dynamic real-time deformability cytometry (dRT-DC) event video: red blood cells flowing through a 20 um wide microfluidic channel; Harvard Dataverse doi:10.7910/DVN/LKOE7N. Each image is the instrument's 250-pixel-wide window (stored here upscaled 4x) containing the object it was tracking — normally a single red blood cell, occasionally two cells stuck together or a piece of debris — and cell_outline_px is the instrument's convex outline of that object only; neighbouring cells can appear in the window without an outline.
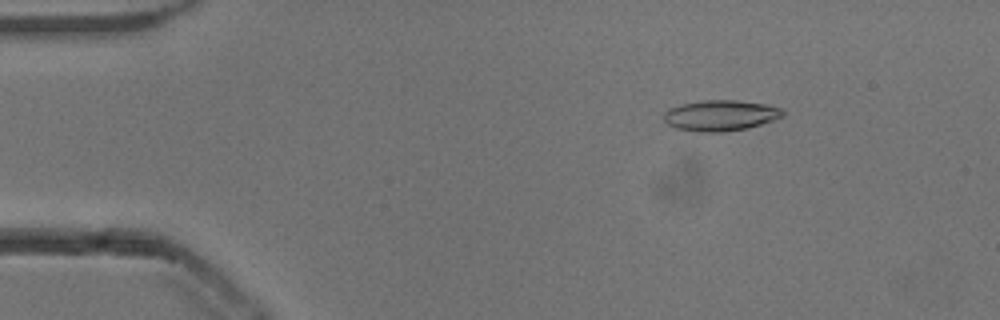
{"species": "common noctule bat (a hibernating species)", "species_latin": "Nyctalus noctula", "temperature_condition": "cold", "stored_images_in_passage": 53, "camera_frame_rate_fps": 3000, "um_per_image_px": 0.085, "animal": {"sex": "male", "body_mass_g": 13.3}, "frame": {"image": 1, "passage_image": 8, "time_ms": 2.333, "image_size_px": [1000, 320], "cell_outline_px": [[784, 116], [776, 120], [748, 128], [724, 132], [696, 132], [676, 128], [668, 124], [664, 120], [664, 112], [668, 108], [680, 104], [704, 100], [736, 100], [768, 104], [784, 108]], "centroid_in_image_um": [61.28, 9.81], "position_along_channel_um": 23.7, "area_um2": 21.73}}
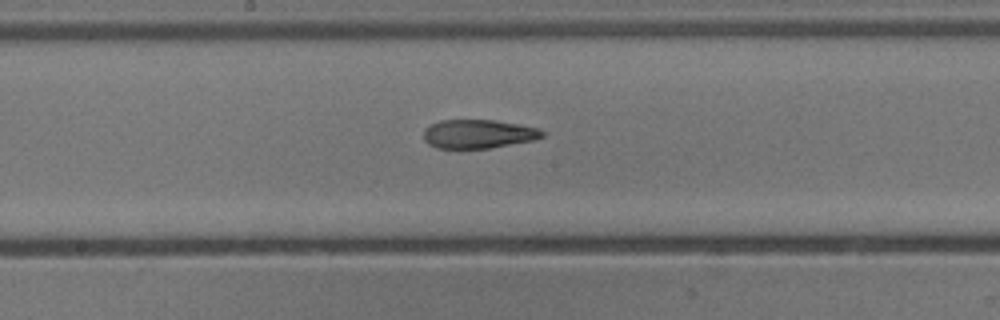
{"frame": {"image": 2, "passage_image": 28, "time_ms": 9.0, "image_size_px": [1000, 320], "cell_outline_px": [[544, 136], [532, 140], [488, 148], [436, 148], [428, 144], [424, 140], [424, 128], [440, 120], [496, 120], [520, 124], [540, 128], [544, 132]], "centroid_in_image_um": [40.65, 11.37], "position_along_channel_um": 207.6, "area_um2": 19.88}}
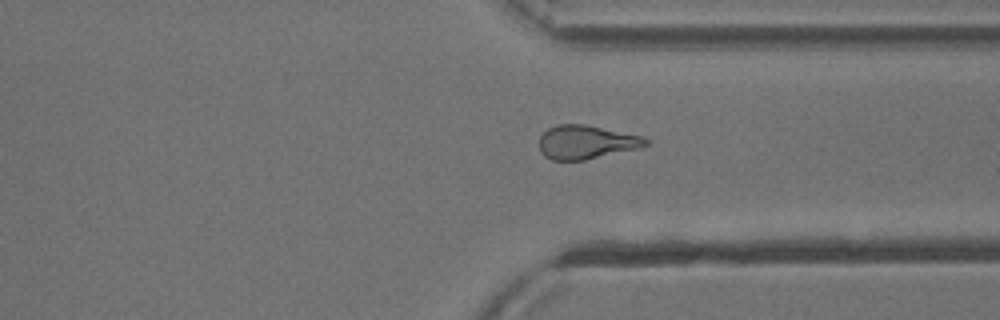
{"frame": {"image": 3, "passage_image": 40, "time_ms": 13.0, "image_size_px": [1000, 320], "cell_outline_px": [[648, 144], [640, 148], [584, 160], [552, 160], [544, 156], [540, 152], [540, 136], [548, 128], [560, 124], [584, 124], [644, 136], [648, 140]], "centroid_in_image_um": [49.84, 12.08], "position_along_channel_um": 361.6, "area_um2": 20.92}, "authors_computed_cell_mechanics": {"area_um2": 21.0392, "velocity_mm_per_s": 3.8528, "shape_relaxation_time_tau1_ms": null, "shape_relaxation_time_tau2_ms": 3.8682, "deformation_change_tau1": null, "deformation_change_tau2": 0.1345}}